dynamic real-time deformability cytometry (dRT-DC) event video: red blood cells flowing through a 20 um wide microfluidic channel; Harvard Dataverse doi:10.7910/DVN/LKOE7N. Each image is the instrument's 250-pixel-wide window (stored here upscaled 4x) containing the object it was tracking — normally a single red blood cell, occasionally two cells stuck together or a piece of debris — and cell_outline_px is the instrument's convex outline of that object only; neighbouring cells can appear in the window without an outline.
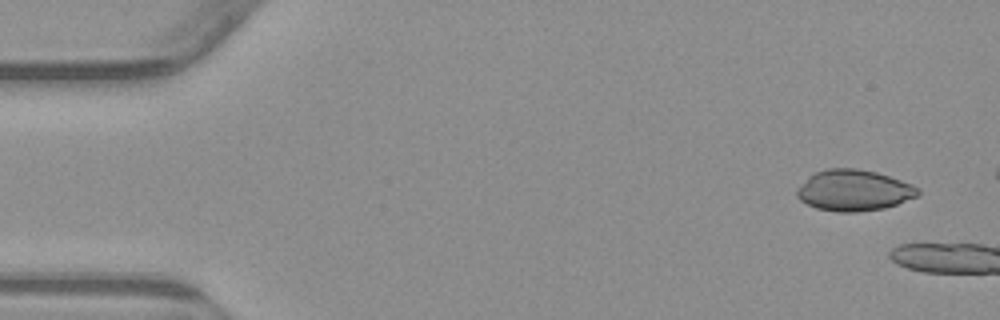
{"species": "common noctule bat (a hibernating species)", "species_latin": "Nyctalus noctula", "temperature_condition": "warm", "stored_images_in_passage": 7, "camera_frame_rate_fps": 3000, "um_per_image_px": 0.085, "animal": {"sex": "male", "body_mass_g": 23.1, "forearm_length_mm": 52.7}, "frame": {"image": 1, "passage_image": 1, "time_ms": 0.0, "image_size_px": [1000, 320], "cell_outline_px": [[920, 192], [916, 196], [896, 204], [884, 208], [856, 212], [836, 212], [816, 208], [800, 200], [796, 196], [796, 188], [808, 176], [816, 172], [828, 168], [856, 168], [876, 172], [912, 184], [920, 188]], "centroid_in_image_um": [72.54, 16.18], "position_along_channel_um": 12.5, "area_um2": 28.96}}